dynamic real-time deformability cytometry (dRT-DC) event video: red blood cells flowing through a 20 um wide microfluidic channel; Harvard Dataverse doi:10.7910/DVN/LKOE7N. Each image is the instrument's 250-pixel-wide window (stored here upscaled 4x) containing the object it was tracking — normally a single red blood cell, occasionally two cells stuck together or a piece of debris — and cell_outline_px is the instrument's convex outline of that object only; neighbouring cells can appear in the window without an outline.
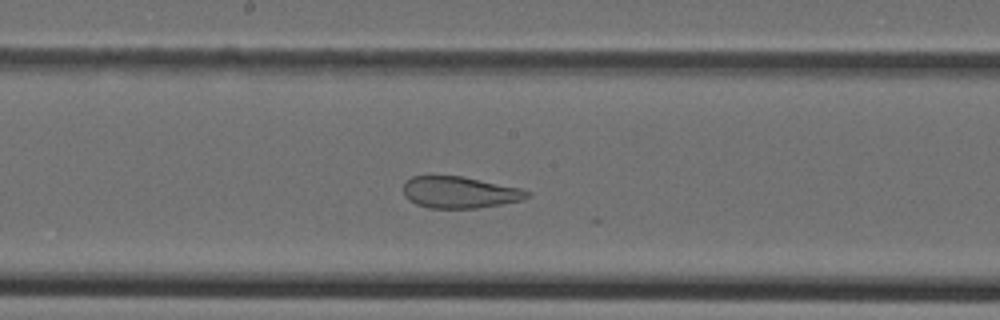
{"species": "Egyptian fruit bat (a non-hibernating species)", "species_latin": "Rousettus aegyptiacus", "temperature_condition": "cold", "stored_images_in_passage": 33, "camera_frame_rate_fps": 3000, "um_per_image_px": 0.085, "animal": {"sex": "female"}, "frame": {"image": 1, "passage_image": 18, "time_ms": 5.667, "image_size_px": [1000, 320], "cell_outline_px": [[532, 192], [524, 200], [476, 208], [428, 208], [416, 204], [408, 200], [404, 196], [404, 180], [412, 176], [460, 176], [520, 188]], "centroid_in_image_um": [39.04, 16.35], "position_along_channel_um": 209.2, "area_um2": 22.77}}
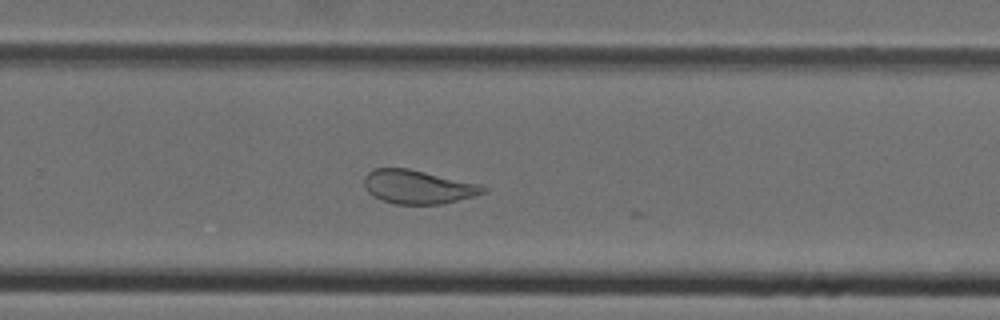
{"frame": {"image": 2, "passage_image": 24, "time_ms": 7.667, "image_size_px": [1000, 320], "cell_outline_px": [[488, 188], [484, 192], [476, 196], [440, 204], [396, 204], [380, 200], [372, 196], [364, 188], [364, 176], [368, 172], [376, 168], [408, 168], [480, 184]], "centroid_in_image_um": [35.5, 15.89], "position_along_channel_um": 294.3, "area_um2": 23.47}}
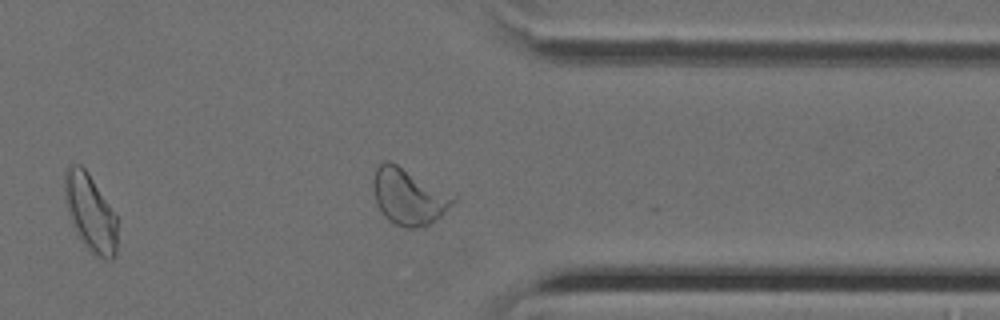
{"frame": {"image": 3, "passage_image": 30, "time_ms": 9.667, "image_size_px": [1000, 320], "cell_outline_px": [[116, 256], [112, 260], [104, 260], [96, 256], [80, 240], [72, 224], [68, 212], [64, 196], [64, 172], [68, 164], [80, 164], [88, 172], [116, 216]], "centroid_in_image_um": [7.65, 18.08], "position_along_channel_um": 403.8, "area_um2": 23.64}}